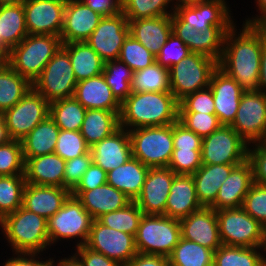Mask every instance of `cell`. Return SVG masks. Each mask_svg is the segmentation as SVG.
Returning a JSON list of instances; mask_svg holds the SVG:
<instances>
[{"label":"cell","instance_id":"cell-32","mask_svg":"<svg viewBox=\"0 0 266 266\" xmlns=\"http://www.w3.org/2000/svg\"><path fill=\"white\" fill-rule=\"evenodd\" d=\"M27 35L23 3L0 6V52L7 57Z\"/></svg>","mask_w":266,"mask_h":266},{"label":"cell","instance_id":"cell-29","mask_svg":"<svg viewBox=\"0 0 266 266\" xmlns=\"http://www.w3.org/2000/svg\"><path fill=\"white\" fill-rule=\"evenodd\" d=\"M24 160L26 183L64 188L65 160L56 153Z\"/></svg>","mask_w":266,"mask_h":266},{"label":"cell","instance_id":"cell-33","mask_svg":"<svg viewBox=\"0 0 266 266\" xmlns=\"http://www.w3.org/2000/svg\"><path fill=\"white\" fill-rule=\"evenodd\" d=\"M149 168L135 157L107 173V183L134 201L141 192Z\"/></svg>","mask_w":266,"mask_h":266},{"label":"cell","instance_id":"cell-13","mask_svg":"<svg viewBox=\"0 0 266 266\" xmlns=\"http://www.w3.org/2000/svg\"><path fill=\"white\" fill-rule=\"evenodd\" d=\"M230 126L248 145L251 142L260 143L266 134V94L244 91Z\"/></svg>","mask_w":266,"mask_h":266},{"label":"cell","instance_id":"cell-50","mask_svg":"<svg viewBox=\"0 0 266 266\" xmlns=\"http://www.w3.org/2000/svg\"><path fill=\"white\" fill-rule=\"evenodd\" d=\"M190 53L191 51L185 43L175 34L171 33L155 58L159 65L169 69L171 66L182 61Z\"/></svg>","mask_w":266,"mask_h":266},{"label":"cell","instance_id":"cell-53","mask_svg":"<svg viewBox=\"0 0 266 266\" xmlns=\"http://www.w3.org/2000/svg\"><path fill=\"white\" fill-rule=\"evenodd\" d=\"M179 112L215 114L214 99L210 87L187 95L179 102Z\"/></svg>","mask_w":266,"mask_h":266},{"label":"cell","instance_id":"cell-64","mask_svg":"<svg viewBox=\"0 0 266 266\" xmlns=\"http://www.w3.org/2000/svg\"><path fill=\"white\" fill-rule=\"evenodd\" d=\"M9 140L5 120L2 113H0V145L7 143Z\"/></svg>","mask_w":266,"mask_h":266},{"label":"cell","instance_id":"cell-30","mask_svg":"<svg viewBox=\"0 0 266 266\" xmlns=\"http://www.w3.org/2000/svg\"><path fill=\"white\" fill-rule=\"evenodd\" d=\"M130 35L155 56L172 33L171 15L128 20Z\"/></svg>","mask_w":266,"mask_h":266},{"label":"cell","instance_id":"cell-55","mask_svg":"<svg viewBox=\"0 0 266 266\" xmlns=\"http://www.w3.org/2000/svg\"><path fill=\"white\" fill-rule=\"evenodd\" d=\"M202 137L189 130L179 120L173 124V146L181 150H201Z\"/></svg>","mask_w":266,"mask_h":266},{"label":"cell","instance_id":"cell-6","mask_svg":"<svg viewBox=\"0 0 266 266\" xmlns=\"http://www.w3.org/2000/svg\"><path fill=\"white\" fill-rule=\"evenodd\" d=\"M180 237L181 225L178 219L143 214L135 235V244L140 254L169 257Z\"/></svg>","mask_w":266,"mask_h":266},{"label":"cell","instance_id":"cell-34","mask_svg":"<svg viewBox=\"0 0 266 266\" xmlns=\"http://www.w3.org/2000/svg\"><path fill=\"white\" fill-rule=\"evenodd\" d=\"M69 54L77 82L103 73L105 61L86 42L62 44Z\"/></svg>","mask_w":266,"mask_h":266},{"label":"cell","instance_id":"cell-36","mask_svg":"<svg viewBox=\"0 0 266 266\" xmlns=\"http://www.w3.org/2000/svg\"><path fill=\"white\" fill-rule=\"evenodd\" d=\"M120 128L119 115L114 111L87 109L80 132L91 147L111 136Z\"/></svg>","mask_w":266,"mask_h":266},{"label":"cell","instance_id":"cell-17","mask_svg":"<svg viewBox=\"0 0 266 266\" xmlns=\"http://www.w3.org/2000/svg\"><path fill=\"white\" fill-rule=\"evenodd\" d=\"M66 0H25V24L28 34L60 37L64 24Z\"/></svg>","mask_w":266,"mask_h":266},{"label":"cell","instance_id":"cell-56","mask_svg":"<svg viewBox=\"0 0 266 266\" xmlns=\"http://www.w3.org/2000/svg\"><path fill=\"white\" fill-rule=\"evenodd\" d=\"M257 144V145H256ZM255 149H248V160L252 164L253 182L266 186V148L256 143Z\"/></svg>","mask_w":266,"mask_h":266},{"label":"cell","instance_id":"cell-37","mask_svg":"<svg viewBox=\"0 0 266 266\" xmlns=\"http://www.w3.org/2000/svg\"><path fill=\"white\" fill-rule=\"evenodd\" d=\"M32 88V83L7 63L0 68V113L17 104Z\"/></svg>","mask_w":266,"mask_h":266},{"label":"cell","instance_id":"cell-69","mask_svg":"<svg viewBox=\"0 0 266 266\" xmlns=\"http://www.w3.org/2000/svg\"><path fill=\"white\" fill-rule=\"evenodd\" d=\"M6 63V56L2 52H0V68Z\"/></svg>","mask_w":266,"mask_h":266},{"label":"cell","instance_id":"cell-45","mask_svg":"<svg viewBox=\"0 0 266 266\" xmlns=\"http://www.w3.org/2000/svg\"><path fill=\"white\" fill-rule=\"evenodd\" d=\"M118 59L133 72L142 70L156 62L155 55L130 34L121 47Z\"/></svg>","mask_w":266,"mask_h":266},{"label":"cell","instance_id":"cell-48","mask_svg":"<svg viewBox=\"0 0 266 266\" xmlns=\"http://www.w3.org/2000/svg\"><path fill=\"white\" fill-rule=\"evenodd\" d=\"M90 152V146L80 131L61 130L58 135L55 151L63 160H71Z\"/></svg>","mask_w":266,"mask_h":266},{"label":"cell","instance_id":"cell-58","mask_svg":"<svg viewBox=\"0 0 266 266\" xmlns=\"http://www.w3.org/2000/svg\"><path fill=\"white\" fill-rule=\"evenodd\" d=\"M75 256L80 257L81 260L79 259V261L82 266H122L119 262L91 250L85 245L77 246V254Z\"/></svg>","mask_w":266,"mask_h":266},{"label":"cell","instance_id":"cell-24","mask_svg":"<svg viewBox=\"0 0 266 266\" xmlns=\"http://www.w3.org/2000/svg\"><path fill=\"white\" fill-rule=\"evenodd\" d=\"M92 162L106 173L125 164L132 157L128 130L119 128L111 136L90 147Z\"/></svg>","mask_w":266,"mask_h":266},{"label":"cell","instance_id":"cell-46","mask_svg":"<svg viewBox=\"0 0 266 266\" xmlns=\"http://www.w3.org/2000/svg\"><path fill=\"white\" fill-rule=\"evenodd\" d=\"M172 0H122V13L127 20L172 15L166 11Z\"/></svg>","mask_w":266,"mask_h":266},{"label":"cell","instance_id":"cell-2","mask_svg":"<svg viewBox=\"0 0 266 266\" xmlns=\"http://www.w3.org/2000/svg\"><path fill=\"white\" fill-rule=\"evenodd\" d=\"M179 102L172 92H132L122 103L119 124L129 127L165 126L178 120Z\"/></svg>","mask_w":266,"mask_h":266},{"label":"cell","instance_id":"cell-44","mask_svg":"<svg viewBox=\"0 0 266 266\" xmlns=\"http://www.w3.org/2000/svg\"><path fill=\"white\" fill-rule=\"evenodd\" d=\"M142 216V210L134 201H131L125 207L103 214L97 220L106 227L135 236Z\"/></svg>","mask_w":266,"mask_h":266},{"label":"cell","instance_id":"cell-15","mask_svg":"<svg viewBox=\"0 0 266 266\" xmlns=\"http://www.w3.org/2000/svg\"><path fill=\"white\" fill-rule=\"evenodd\" d=\"M85 246L126 265L137 253L135 236L106 227L94 220Z\"/></svg>","mask_w":266,"mask_h":266},{"label":"cell","instance_id":"cell-47","mask_svg":"<svg viewBox=\"0 0 266 266\" xmlns=\"http://www.w3.org/2000/svg\"><path fill=\"white\" fill-rule=\"evenodd\" d=\"M25 160L20 140L0 145V176L24 175Z\"/></svg>","mask_w":266,"mask_h":266},{"label":"cell","instance_id":"cell-1","mask_svg":"<svg viewBox=\"0 0 266 266\" xmlns=\"http://www.w3.org/2000/svg\"><path fill=\"white\" fill-rule=\"evenodd\" d=\"M234 27L225 34V48L218 67L236 80L244 91H258L265 38L256 26L247 24H244L242 33L235 37Z\"/></svg>","mask_w":266,"mask_h":266},{"label":"cell","instance_id":"cell-61","mask_svg":"<svg viewBox=\"0 0 266 266\" xmlns=\"http://www.w3.org/2000/svg\"><path fill=\"white\" fill-rule=\"evenodd\" d=\"M17 254H18L17 257L15 258L12 257L11 259L7 260L4 266H41L44 263L43 261L35 260V257L33 256H36V253H17ZM19 254H21V256Z\"/></svg>","mask_w":266,"mask_h":266},{"label":"cell","instance_id":"cell-35","mask_svg":"<svg viewBox=\"0 0 266 266\" xmlns=\"http://www.w3.org/2000/svg\"><path fill=\"white\" fill-rule=\"evenodd\" d=\"M60 128L48 116L21 139L23 157L33 158L55 151Z\"/></svg>","mask_w":266,"mask_h":266},{"label":"cell","instance_id":"cell-19","mask_svg":"<svg viewBox=\"0 0 266 266\" xmlns=\"http://www.w3.org/2000/svg\"><path fill=\"white\" fill-rule=\"evenodd\" d=\"M172 33L179 37L190 49L191 53H198L220 61L223 53L225 34L233 26H210L197 31L187 23H171ZM221 46V47H220Z\"/></svg>","mask_w":266,"mask_h":266},{"label":"cell","instance_id":"cell-5","mask_svg":"<svg viewBox=\"0 0 266 266\" xmlns=\"http://www.w3.org/2000/svg\"><path fill=\"white\" fill-rule=\"evenodd\" d=\"M132 156L148 168L168 167L173 146V124L128 129Z\"/></svg>","mask_w":266,"mask_h":266},{"label":"cell","instance_id":"cell-52","mask_svg":"<svg viewBox=\"0 0 266 266\" xmlns=\"http://www.w3.org/2000/svg\"><path fill=\"white\" fill-rule=\"evenodd\" d=\"M202 166L201 150L174 149L168 167L175 174L193 175Z\"/></svg>","mask_w":266,"mask_h":266},{"label":"cell","instance_id":"cell-71","mask_svg":"<svg viewBox=\"0 0 266 266\" xmlns=\"http://www.w3.org/2000/svg\"><path fill=\"white\" fill-rule=\"evenodd\" d=\"M50 258L48 261L46 260V262H44L41 266H54L53 263H54V260H52Z\"/></svg>","mask_w":266,"mask_h":266},{"label":"cell","instance_id":"cell-3","mask_svg":"<svg viewBox=\"0 0 266 266\" xmlns=\"http://www.w3.org/2000/svg\"><path fill=\"white\" fill-rule=\"evenodd\" d=\"M0 225L15 254H39L50 245L47 220L23 206L6 215Z\"/></svg>","mask_w":266,"mask_h":266},{"label":"cell","instance_id":"cell-41","mask_svg":"<svg viewBox=\"0 0 266 266\" xmlns=\"http://www.w3.org/2000/svg\"><path fill=\"white\" fill-rule=\"evenodd\" d=\"M256 249L221 245L214 251L213 266H264L266 258Z\"/></svg>","mask_w":266,"mask_h":266},{"label":"cell","instance_id":"cell-20","mask_svg":"<svg viewBox=\"0 0 266 266\" xmlns=\"http://www.w3.org/2000/svg\"><path fill=\"white\" fill-rule=\"evenodd\" d=\"M209 87L213 94L215 115L222 125L230 126L236 117L244 90L219 67L213 72Z\"/></svg>","mask_w":266,"mask_h":266},{"label":"cell","instance_id":"cell-27","mask_svg":"<svg viewBox=\"0 0 266 266\" xmlns=\"http://www.w3.org/2000/svg\"><path fill=\"white\" fill-rule=\"evenodd\" d=\"M73 97L86 109L114 111L120 114L121 103L113 95L103 74L77 82Z\"/></svg>","mask_w":266,"mask_h":266},{"label":"cell","instance_id":"cell-26","mask_svg":"<svg viewBox=\"0 0 266 266\" xmlns=\"http://www.w3.org/2000/svg\"><path fill=\"white\" fill-rule=\"evenodd\" d=\"M71 195L81 202L94 220L103 214L119 210L132 201L122 191L108 183L89 191H71Z\"/></svg>","mask_w":266,"mask_h":266},{"label":"cell","instance_id":"cell-54","mask_svg":"<svg viewBox=\"0 0 266 266\" xmlns=\"http://www.w3.org/2000/svg\"><path fill=\"white\" fill-rule=\"evenodd\" d=\"M92 164L91 152L65 161L64 188L72 191Z\"/></svg>","mask_w":266,"mask_h":266},{"label":"cell","instance_id":"cell-42","mask_svg":"<svg viewBox=\"0 0 266 266\" xmlns=\"http://www.w3.org/2000/svg\"><path fill=\"white\" fill-rule=\"evenodd\" d=\"M102 74L113 95L120 103L132 93L133 71L124 62L119 59L106 61Z\"/></svg>","mask_w":266,"mask_h":266},{"label":"cell","instance_id":"cell-9","mask_svg":"<svg viewBox=\"0 0 266 266\" xmlns=\"http://www.w3.org/2000/svg\"><path fill=\"white\" fill-rule=\"evenodd\" d=\"M222 245L260 248L263 226L242 207L216 210Z\"/></svg>","mask_w":266,"mask_h":266},{"label":"cell","instance_id":"cell-43","mask_svg":"<svg viewBox=\"0 0 266 266\" xmlns=\"http://www.w3.org/2000/svg\"><path fill=\"white\" fill-rule=\"evenodd\" d=\"M25 175L0 176V221L23 203Z\"/></svg>","mask_w":266,"mask_h":266},{"label":"cell","instance_id":"cell-65","mask_svg":"<svg viewBox=\"0 0 266 266\" xmlns=\"http://www.w3.org/2000/svg\"><path fill=\"white\" fill-rule=\"evenodd\" d=\"M58 266H82L81 262L79 261V258L76 257L75 255L69 259H62L59 263Z\"/></svg>","mask_w":266,"mask_h":266},{"label":"cell","instance_id":"cell-16","mask_svg":"<svg viewBox=\"0 0 266 266\" xmlns=\"http://www.w3.org/2000/svg\"><path fill=\"white\" fill-rule=\"evenodd\" d=\"M129 34L128 20L121 12L102 17L85 42L106 62L119 58L121 47Z\"/></svg>","mask_w":266,"mask_h":266},{"label":"cell","instance_id":"cell-49","mask_svg":"<svg viewBox=\"0 0 266 266\" xmlns=\"http://www.w3.org/2000/svg\"><path fill=\"white\" fill-rule=\"evenodd\" d=\"M178 120L202 138L210 135L222 126L215 114L179 112Z\"/></svg>","mask_w":266,"mask_h":266},{"label":"cell","instance_id":"cell-66","mask_svg":"<svg viewBox=\"0 0 266 266\" xmlns=\"http://www.w3.org/2000/svg\"><path fill=\"white\" fill-rule=\"evenodd\" d=\"M25 0H0V6L22 4Z\"/></svg>","mask_w":266,"mask_h":266},{"label":"cell","instance_id":"cell-60","mask_svg":"<svg viewBox=\"0 0 266 266\" xmlns=\"http://www.w3.org/2000/svg\"><path fill=\"white\" fill-rule=\"evenodd\" d=\"M124 266H169L168 257L137 253Z\"/></svg>","mask_w":266,"mask_h":266},{"label":"cell","instance_id":"cell-31","mask_svg":"<svg viewBox=\"0 0 266 266\" xmlns=\"http://www.w3.org/2000/svg\"><path fill=\"white\" fill-rule=\"evenodd\" d=\"M237 165L227 164H202L192 175L198 202L202 207H210L218 195L221 184Z\"/></svg>","mask_w":266,"mask_h":266},{"label":"cell","instance_id":"cell-14","mask_svg":"<svg viewBox=\"0 0 266 266\" xmlns=\"http://www.w3.org/2000/svg\"><path fill=\"white\" fill-rule=\"evenodd\" d=\"M224 0H206L187 4H176L171 23H187L197 31L210 26H234Z\"/></svg>","mask_w":266,"mask_h":266},{"label":"cell","instance_id":"cell-63","mask_svg":"<svg viewBox=\"0 0 266 266\" xmlns=\"http://www.w3.org/2000/svg\"><path fill=\"white\" fill-rule=\"evenodd\" d=\"M257 4L259 6V10L261 11L260 18H256L253 20H246L245 24L250 25V26H257L265 17H266V0H257Z\"/></svg>","mask_w":266,"mask_h":266},{"label":"cell","instance_id":"cell-7","mask_svg":"<svg viewBox=\"0 0 266 266\" xmlns=\"http://www.w3.org/2000/svg\"><path fill=\"white\" fill-rule=\"evenodd\" d=\"M218 61L198 53H190L169 68L170 88L178 102L187 95L209 87Z\"/></svg>","mask_w":266,"mask_h":266},{"label":"cell","instance_id":"cell-59","mask_svg":"<svg viewBox=\"0 0 266 266\" xmlns=\"http://www.w3.org/2000/svg\"><path fill=\"white\" fill-rule=\"evenodd\" d=\"M102 17L113 16L122 12V0H80Z\"/></svg>","mask_w":266,"mask_h":266},{"label":"cell","instance_id":"cell-70","mask_svg":"<svg viewBox=\"0 0 266 266\" xmlns=\"http://www.w3.org/2000/svg\"><path fill=\"white\" fill-rule=\"evenodd\" d=\"M197 1H206V0H178L179 3L176 4H187V3H193V2H197Z\"/></svg>","mask_w":266,"mask_h":266},{"label":"cell","instance_id":"cell-51","mask_svg":"<svg viewBox=\"0 0 266 266\" xmlns=\"http://www.w3.org/2000/svg\"><path fill=\"white\" fill-rule=\"evenodd\" d=\"M242 208L262 226L266 225V186L253 183L244 198Z\"/></svg>","mask_w":266,"mask_h":266},{"label":"cell","instance_id":"cell-39","mask_svg":"<svg viewBox=\"0 0 266 266\" xmlns=\"http://www.w3.org/2000/svg\"><path fill=\"white\" fill-rule=\"evenodd\" d=\"M86 110L74 97L49 104V116L61 130L80 131Z\"/></svg>","mask_w":266,"mask_h":266},{"label":"cell","instance_id":"cell-11","mask_svg":"<svg viewBox=\"0 0 266 266\" xmlns=\"http://www.w3.org/2000/svg\"><path fill=\"white\" fill-rule=\"evenodd\" d=\"M93 221L81 202L70 195L63 206L47 220L50 244L60 238L77 237L82 239L77 246L85 245Z\"/></svg>","mask_w":266,"mask_h":266},{"label":"cell","instance_id":"cell-40","mask_svg":"<svg viewBox=\"0 0 266 266\" xmlns=\"http://www.w3.org/2000/svg\"><path fill=\"white\" fill-rule=\"evenodd\" d=\"M131 92H171L169 69L155 62L142 70L134 71Z\"/></svg>","mask_w":266,"mask_h":266},{"label":"cell","instance_id":"cell-18","mask_svg":"<svg viewBox=\"0 0 266 266\" xmlns=\"http://www.w3.org/2000/svg\"><path fill=\"white\" fill-rule=\"evenodd\" d=\"M175 173L169 167L149 168L140 194L134 200L145 215H165Z\"/></svg>","mask_w":266,"mask_h":266},{"label":"cell","instance_id":"cell-68","mask_svg":"<svg viewBox=\"0 0 266 266\" xmlns=\"http://www.w3.org/2000/svg\"><path fill=\"white\" fill-rule=\"evenodd\" d=\"M260 248H264L266 251V225L263 226V240Z\"/></svg>","mask_w":266,"mask_h":266},{"label":"cell","instance_id":"cell-28","mask_svg":"<svg viewBox=\"0 0 266 266\" xmlns=\"http://www.w3.org/2000/svg\"><path fill=\"white\" fill-rule=\"evenodd\" d=\"M201 208L192 175L176 174L167 198L165 215L180 220Z\"/></svg>","mask_w":266,"mask_h":266},{"label":"cell","instance_id":"cell-4","mask_svg":"<svg viewBox=\"0 0 266 266\" xmlns=\"http://www.w3.org/2000/svg\"><path fill=\"white\" fill-rule=\"evenodd\" d=\"M61 47L62 41L58 36L28 34L11 49L6 61L13 70L33 83Z\"/></svg>","mask_w":266,"mask_h":266},{"label":"cell","instance_id":"cell-12","mask_svg":"<svg viewBox=\"0 0 266 266\" xmlns=\"http://www.w3.org/2000/svg\"><path fill=\"white\" fill-rule=\"evenodd\" d=\"M49 102L33 88L12 108L2 113L8 136L21 140L49 116Z\"/></svg>","mask_w":266,"mask_h":266},{"label":"cell","instance_id":"cell-22","mask_svg":"<svg viewBox=\"0 0 266 266\" xmlns=\"http://www.w3.org/2000/svg\"><path fill=\"white\" fill-rule=\"evenodd\" d=\"M102 16L80 0H66L64 24L60 34L62 44L85 42L94 32Z\"/></svg>","mask_w":266,"mask_h":266},{"label":"cell","instance_id":"cell-67","mask_svg":"<svg viewBox=\"0 0 266 266\" xmlns=\"http://www.w3.org/2000/svg\"><path fill=\"white\" fill-rule=\"evenodd\" d=\"M256 27L263 33L266 41V17Z\"/></svg>","mask_w":266,"mask_h":266},{"label":"cell","instance_id":"cell-57","mask_svg":"<svg viewBox=\"0 0 266 266\" xmlns=\"http://www.w3.org/2000/svg\"><path fill=\"white\" fill-rule=\"evenodd\" d=\"M107 183V173L98 165L92 164L83 174L80 182L72 191H89Z\"/></svg>","mask_w":266,"mask_h":266},{"label":"cell","instance_id":"cell-23","mask_svg":"<svg viewBox=\"0 0 266 266\" xmlns=\"http://www.w3.org/2000/svg\"><path fill=\"white\" fill-rule=\"evenodd\" d=\"M253 183L252 164L247 159L232 169L221 184L215 202L210 207L215 211L242 207L244 198Z\"/></svg>","mask_w":266,"mask_h":266},{"label":"cell","instance_id":"cell-38","mask_svg":"<svg viewBox=\"0 0 266 266\" xmlns=\"http://www.w3.org/2000/svg\"><path fill=\"white\" fill-rule=\"evenodd\" d=\"M168 260L169 266H213L214 251L180 237Z\"/></svg>","mask_w":266,"mask_h":266},{"label":"cell","instance_id":"cell-62","mask_svg":"<svg viewBox=\"0 0 266 266\" xmlns=\"http://www.w3.org/2000/svg\"><path fill=\"white\" fill-rule=\"evenodd\" d=\"M265 89H266V41L263 44V50L261 54L258 91H261L262 93L266 94Z\"/></svg>","mask_w":266,"mask_h":266},{"label":"cell","instance_id":"cell-21","mask_svg":"<svg viewBox=\"0 0 266 266\" xmlns=\"http://www.w3.org/2000/svg\"><path fill=\"white\" fill-rule=\"evenodd\" d=\"M181 237L215 251L222 245L216 211L202 207L179 220Z\"/></svg>","mask_w":266,"mask_h":266},{"label":"cell","instance_id":"cell-72","mask_svg":"<svg viewBox=\"0 0 266 266\" xmlns=\"http://www.w3.org/2000/svg\"><path fill=\"white\" fill-rule=\"evenodd\" d=\"M260 143L266 148V134Z\"/></svg>","mask_w":266,"mask_h":266},{"label":"cell","instance_id":"cell-10","mask_svg":"<svg viewBox=\"0 0 266 266\" xmlns=\"http://www.w3.org/2000/svg\"><path fill=\"white\" fill-rule=\"evenodd\" d=\"M247 145L231 126L222 125L210 135L203 137L202 164L239 165L248 159Z\"/></svg>","mask_w":266,"mask_h":266},{"label":"cell","instance_id":"cell-25","mask_svg":"<svg viewBox=\"0 0 266 266\" xmlns=\"http://www.w3.org/2000/svg\"><path fill=\"white\" fill-rule=\"evenodd\" d=\"M70 195L71 191L67 188L26 183L22 206L48 220Z\"/></svg>","mask_w":266,"mask_h":266},{"label":"cell","instance_id":"cell-8","mask_svg":"<svg viewBox=\"0 0 266 266\" xmlns=\"http://www.w3.org/2000/svg\"><path fill=\"white\" fill-rule=\"evenodd\" d=\"M76 84L69 54L61 47L34 80L32 88L52 103L73 97Z\"/></svg>","mask_w":266,"mask_h":266}]
</instances>
